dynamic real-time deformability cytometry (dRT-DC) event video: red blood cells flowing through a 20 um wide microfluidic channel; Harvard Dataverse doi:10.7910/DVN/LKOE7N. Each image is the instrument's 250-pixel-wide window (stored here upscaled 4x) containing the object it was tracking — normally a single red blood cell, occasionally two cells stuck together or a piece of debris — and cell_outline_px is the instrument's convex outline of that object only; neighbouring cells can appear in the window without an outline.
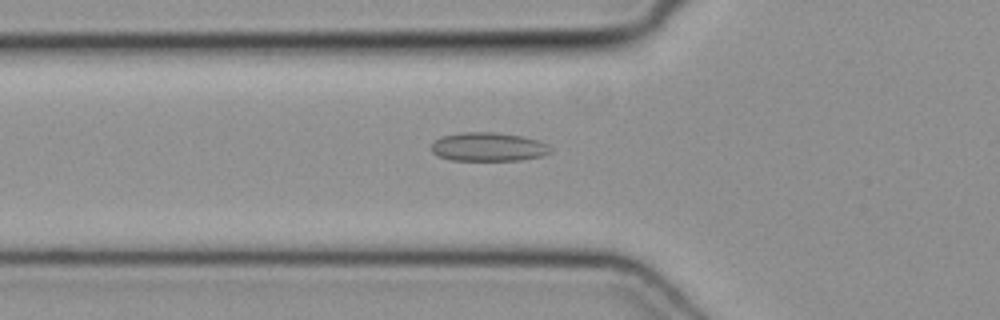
{"species": "common noctule bat (a hibernating species)", "species_latin": "Nyctalus noctula", "temperature_condition": "cold", "stored_images_in_passage": 32, "segment_of_instrument_passage": [1, 2], "camera_frame_rate_fps": 3000, "um_per_image_px": 0.085, "animal": {"sex": "female", "body_mass_g": 19.3, "forearm_length_mm": 54.1}, "frame": {"image": 1, "passage_image": 2, "time_ms": 0.333, "image_size_px": [1000, 320], "cell_outline_px": [[552, 148], [548, 152], [540, 156], [520, 160], [452, 160], [440, 156], [432, 152], [432, 144], [440, 136], [464, 132], [496, 132], [520, 136], [536, 140], [548, 144]], "centroid_in_image_um": [41.49, 12.48], "position_along_channel_um": 84.3, "area_um2": 19.71}}
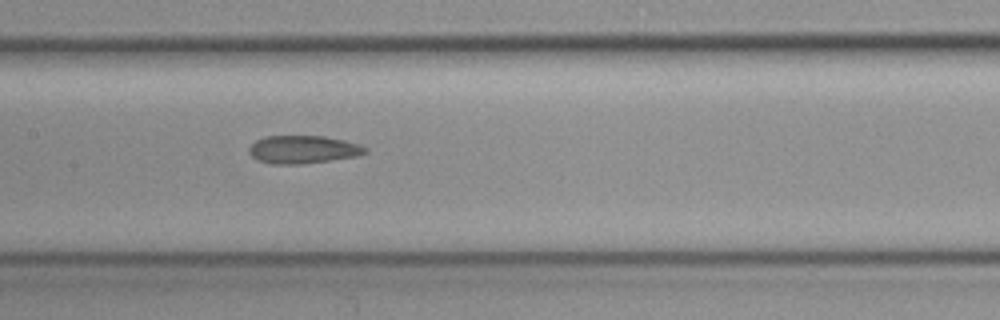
{"frame": {"image": 2, "passage_image": 9, "time_ms": 2.667, "image_size_px": [1000, 320], "cell_outline_px": [[368, 152], [356, 156], [304, 164], [272, 164], [260, 160], [252, 156], [248, 152], [248, 148], [256, 140], [264, 136], [324, 136], [344, 140], [360, 144], [368, 148]], "centroid_in_image_um": [25.77, 12.7], "position_along_channel_um": 181.6, "area_um2": 18.96}}
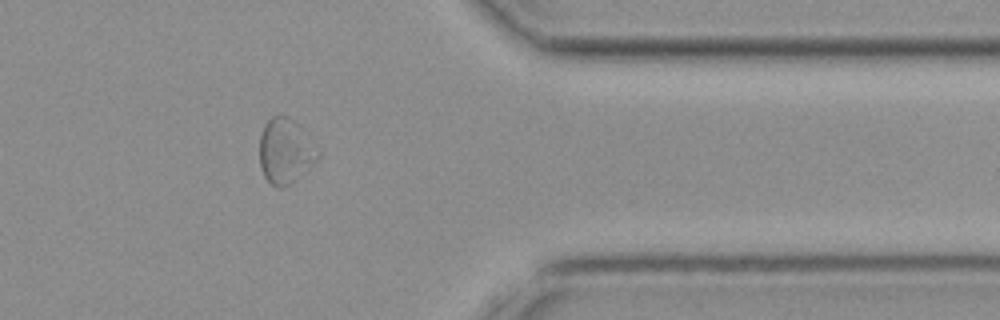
{"frame": {"image": 3, "passage_image": 25, "time_ms": 8.0, "image_size_px": [1000, 320], "cell_outline_px": [[320, 156], [292, 184], [284, 188], [276, 188], [264, 176], [260, 168], [260, 136], [264, 124], [272, 116], [288, 116], [300, 128], [320, 152]], "centroid_in_image_um": [24.23, 12.88], "position_along_channel_um": 387.2, "area_um2": 21.85}}